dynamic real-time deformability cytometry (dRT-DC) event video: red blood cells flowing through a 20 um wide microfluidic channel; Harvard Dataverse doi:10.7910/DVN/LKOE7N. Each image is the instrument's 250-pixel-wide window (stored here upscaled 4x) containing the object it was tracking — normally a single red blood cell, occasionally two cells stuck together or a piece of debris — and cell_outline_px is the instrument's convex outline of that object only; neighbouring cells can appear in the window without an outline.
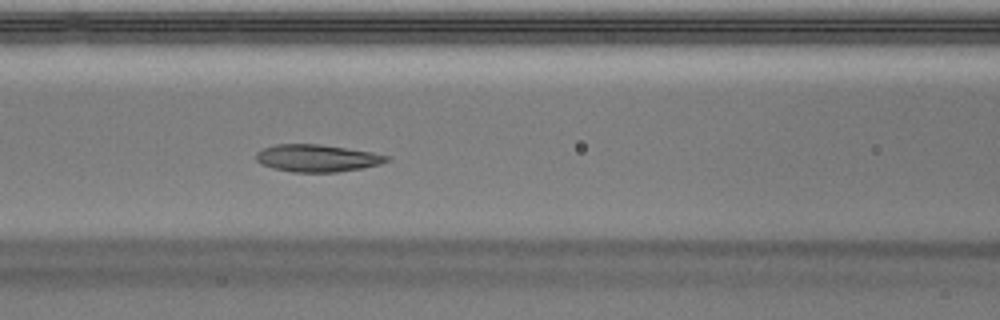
{"species": "Egyptian fruit bat (a non-hibernating species)", "species_latin": "Rousettus aegyptiacus", "temperature_condition": "warm", "stored_images_in_passage": 50, "camera_frame_rate_fps": 3000, "um_per_image_px": 0.085, "animal": {"sex": "male"}, "frame": {"image": 1, "passage_image": 21, "time_ms": 6.667, "image_size_px": [1000, 320], "cell_outline_px": [[388, 160], [380, 164], [360, 168], [336, 172], [292, 172], [272, 168], [260, 164], [256, 160], [256, 152], [264, 148], [276, 144], [320, 144], [372, 152], [388, 156]], "centroid_in_image_um": [26.9, 13.44], "position_along_channel_um": 139.7, "area_um2": 20.63}}
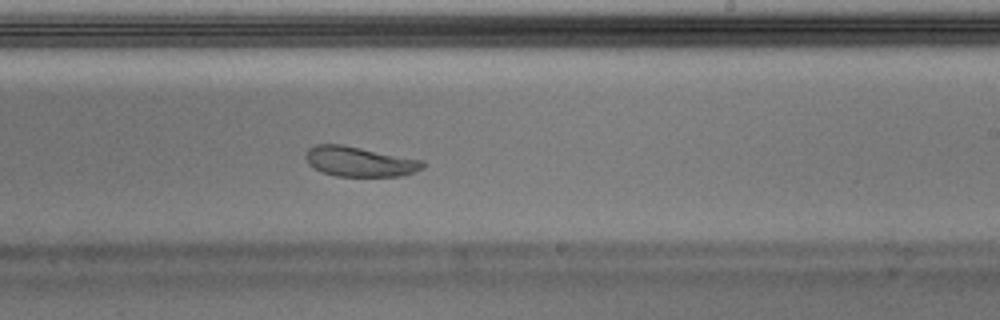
{"frame": {"image": 2, "passage_image": 30, "time_ms": 9.667, "image_size_px": [1000, 320], "cell_outline_px": [[424, 168], [404, 176], [336, 176], [324, 172], [308, 164], [304, 156], [308, 148], [316, 144], [340, 144], [424, 160]], "centroid_in_image_um": [30.57, 13.73], "position_along_channel_um": 258.4, "area_um2": 20.4}}
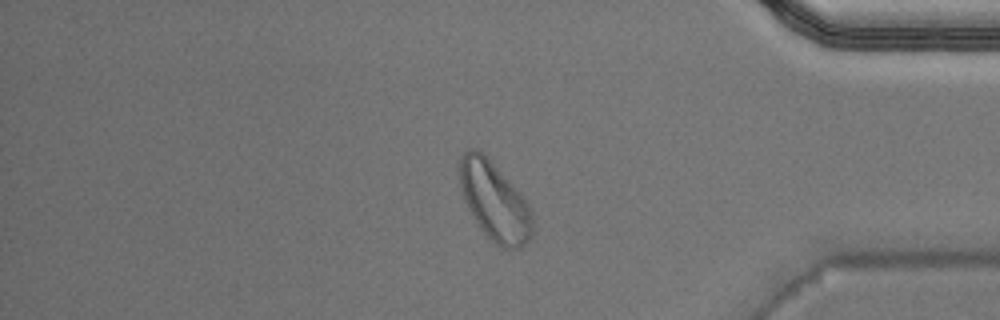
{"frame": {"image": 3, "passage_image": 42, "time_ms": 13.667, "image_size_px": [1000, 320], "cell_outline_px": [[532, 236], [520, 248], [500, 248], [480, 228], [472, 216], [464, 200], [456, 168], [456, 160], [468, 148], [476, 148], [520, 192], [528, 204], [532, 212]], "centroid_in_image_um": [41.98, 17.09], "position_along_channel_um": 393.2, "area_um2": 33.29}, "authors_computed_cell_mechanics": {"area_um2": 22.3108, "velocity_mm_per_s": 3.9693, "shape_relaxation_time_tau1_ms": 6.1219, "shape_relaxation_time_tau2_ms": 1.2918, "deformation_change_tau1": 0.2037, "deformation_change_tau2": 0.0663}}